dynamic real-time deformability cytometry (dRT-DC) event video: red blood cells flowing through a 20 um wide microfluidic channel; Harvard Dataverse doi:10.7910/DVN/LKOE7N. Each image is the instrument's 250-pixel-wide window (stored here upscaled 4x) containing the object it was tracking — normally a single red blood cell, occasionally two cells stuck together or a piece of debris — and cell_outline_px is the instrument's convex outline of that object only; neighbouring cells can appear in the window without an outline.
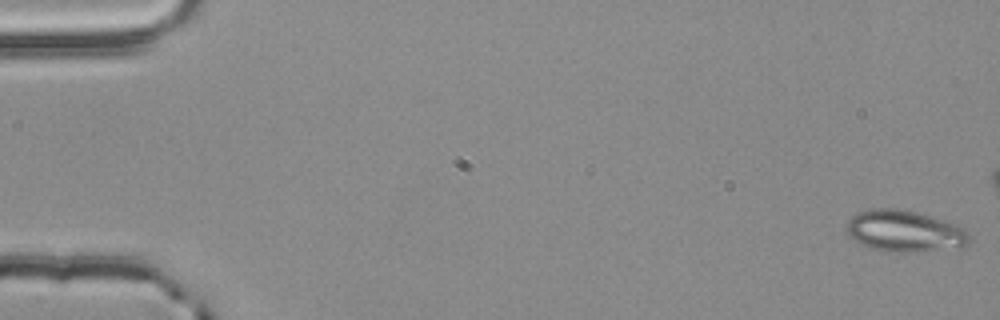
{"species": "common noctule bat (a hibernating species)", "species_latin": "Nyctalus noctula", "temperature_condition": "room temperature", "stored_images_in_passage": 49, "camera_frame_rate_fps": 3000, "um_per_image_px": 0.085, "animal": {"sex": "male", "body_mass_g": 20.4}, "frame": {"image": 1, "passage_image": 1, "time_ms": 0.0, "image_size_px": [1000, 320], "cell_outline_px": [[972, 240], [968, 244], [960, 248], [916, 252], [884, 252], [868, 248], [856, 240], [848, 232], [848, 220], [852, 216], [860, 212], [872, 208], [896, 208], [928, 216], [956, 224], [964, 228], [972, 236]], "centroid_in_image_um": [76.95, 19.68], "position_along_channel_um": 8.0, "area_um2": 29.71}}
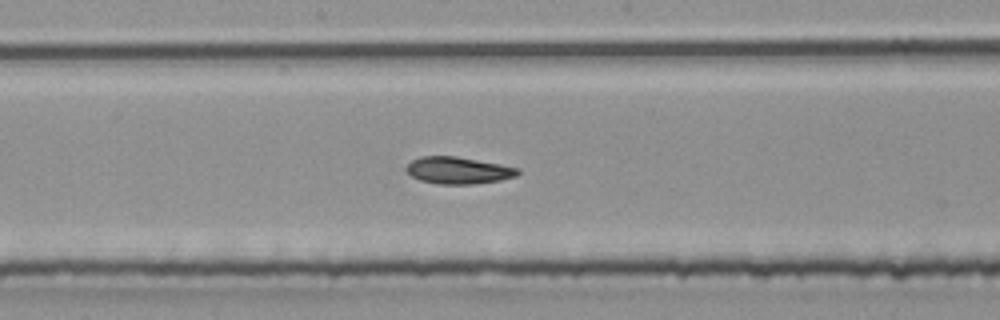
{"frame": {"image": 2, "passage_image": 30, "time_ms": 9.667, "image_size_px": [1000, 320], "cell_outline_px": [[520, 172], [516, 176], [500, 180], [472, 184], [436, 184], [420, 180], [412, 176], [404, 168], [412, 160], [420, 156], [456, 156], [500, 164], [520, 168]], "centroid_in_image_um": [38.94, 14.48], "position_along_channel_um": 209.3, "area_um2": 17.51}}
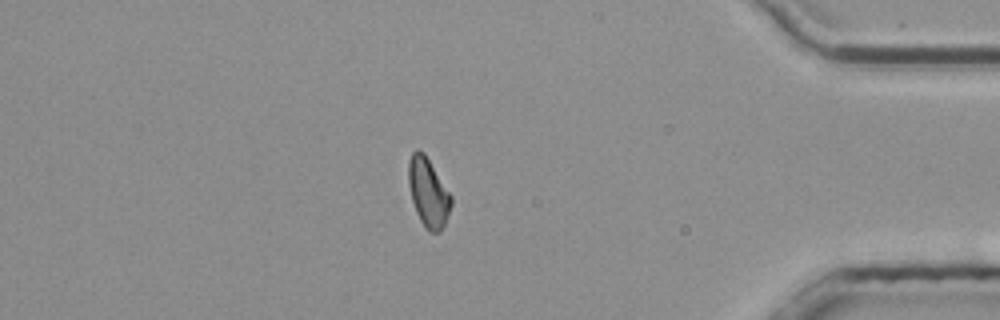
{"frame": {"image": 3, "passage_image": 48, "time_ms": 15.667, "image_size_px": [1000, 320], "cell_outline_px": [[452, 204], [444, 224], [440, 232], [428, 232], [424, 228], [416, 212], [412, 200], [408, 184], [408, 160], [412, 152], [416, 148], [420, 148], [424, 152], [452, 196]], "centroid_in_image_um": [36.38, 16.34], "position_along_channel_um": 398.8, "area_um2": 17.28}}